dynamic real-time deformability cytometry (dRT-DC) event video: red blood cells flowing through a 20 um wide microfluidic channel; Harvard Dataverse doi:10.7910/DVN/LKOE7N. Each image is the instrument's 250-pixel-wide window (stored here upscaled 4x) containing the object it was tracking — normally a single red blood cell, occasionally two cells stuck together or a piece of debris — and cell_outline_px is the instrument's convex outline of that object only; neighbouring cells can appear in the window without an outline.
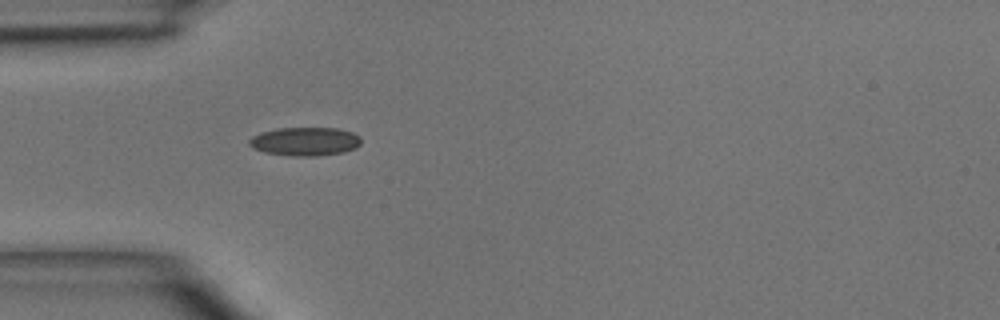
{"species": "common noctule bat (a hibernating species)", "species_latin": "Nyctalus noctula", "temperature_condition": "room temperature", "stored_images_in_passage": 3, "camera_frame_rate_fps": 3000, "um_per_image_px": 0.085, "animal": {"sex": "male", "body_mass_g": 15.6}, "frame": {"image": 1, "passage_image": 3, "time_ms": 2.333, "image_size_px": [1000, 320], "cell_outline_px": [[360, 144], [356, 148], [344, 152], [316, 156], [292, 156], [264, 152], [252, 148], [248, 144], [248, 140], [252, 136], [260, 132], [276, 128], [340, 128], [352, 132], [360, 136]], "centroid_in_image_um": [25.91, 12.02], "position_along_channel_um": 59.1, "area_um2": 18.84}}